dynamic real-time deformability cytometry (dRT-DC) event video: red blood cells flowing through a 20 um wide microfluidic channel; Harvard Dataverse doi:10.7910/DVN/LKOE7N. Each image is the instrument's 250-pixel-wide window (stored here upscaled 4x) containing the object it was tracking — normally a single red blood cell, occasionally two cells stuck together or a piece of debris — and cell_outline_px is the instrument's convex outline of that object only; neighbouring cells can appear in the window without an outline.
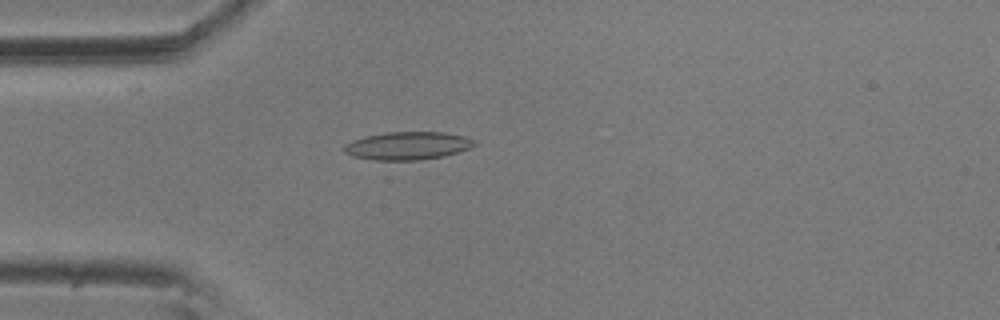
{"species": "common noctule bat (a hibernating species)", "species_latin": "Nyctalus noctula", "temperature_condition": "room temperature", "stored_images_in_passage": 1, "camera_frame_rate_fps": 3000, "um_per_image_px": 0.085, "animal": {"sex": "male", "body_mass_g": 20.5, "forearm_length_mm": 52.5}, "frame": {"image": 1, "passage_image": 1, "time_ms": 0.0, "image_size_px": [1000, 320], "cell_outline_px": [[476, 144], [468, 148], [444, 156], [420, 160], [376, 160], [352, 156], [344, 152], [344, 144], [352, 140], [384, 132], [444, 132], [464, 136], [476, 140]], "centroid_in_image_um": [34.64, 12.38], "position_along_channel_um": 50.4, "area_um2": 21.15}}